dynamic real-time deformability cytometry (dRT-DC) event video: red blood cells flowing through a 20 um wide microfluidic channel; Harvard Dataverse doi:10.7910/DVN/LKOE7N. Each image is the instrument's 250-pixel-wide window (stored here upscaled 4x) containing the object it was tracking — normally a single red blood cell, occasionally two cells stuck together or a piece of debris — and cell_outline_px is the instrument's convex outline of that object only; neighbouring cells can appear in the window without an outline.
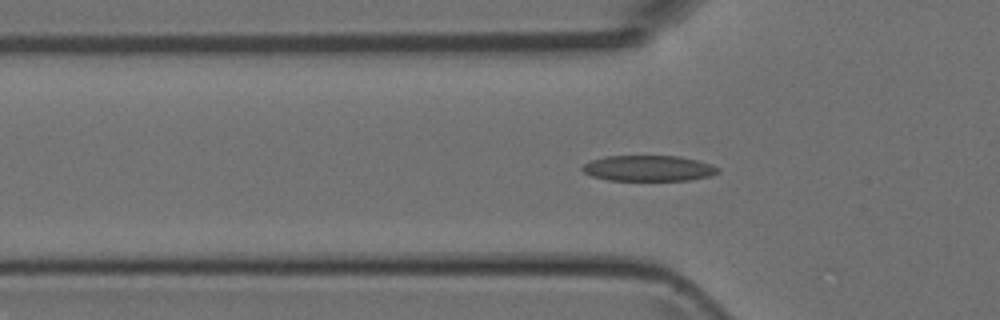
{"species": "Egyptian fruit bat (a non-hibernating species)", "species_latin": "Rousettus aegyptiacus", "temperature_condition": "room temperature", "stored_images_in_passage": 38, "camera_frame_rate_fps": 3000, "um_per_image_px": 0.085, "animal": {"sex": "female"}, "frame": {"image": 1, "passage_image": 3, "time_ms": 0.667, "image_size_px": [1000, 320], "cell_outline_px": [[720, 172], [708, 176], [688, 180], [608, 180], [592, 176], [584, 172], [580, 168], [584, 164], [592, 160], [604, 156], [680, 156], [712, 164], [720, 168]], "centroid_in_image_um": [55.12, 14.3], "position_along_channel_um": 70.7, "area_um2": 20.29}}
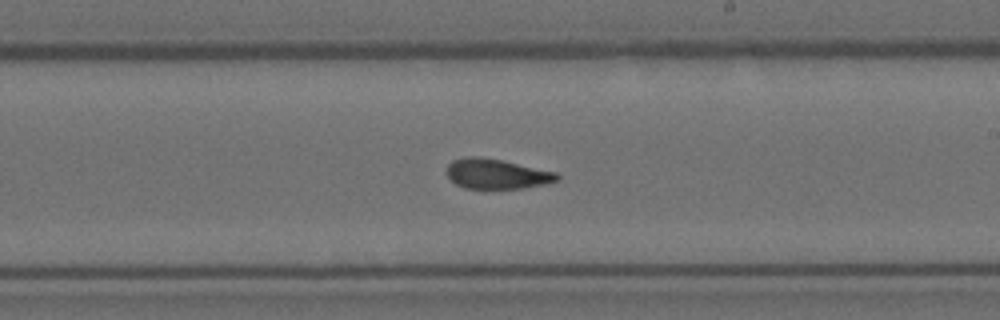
{"frame": {"image": 2, "passage_image": 16, "time_ms": 5.0, "image_size_px": [1000, 320], "cell_outline_px": [[560, 180], [544, 184], [524, 188], [464, 188], [456, 184], [444, 172], [448, 164], [452, 160], [468, 156], [480, 156], [504, 160], [556, 172], [560, 176]], "centroid_in_image_um": [42.2, 14.76], "position_along_channel_um": 246.8, "area_um2": 19.48}}
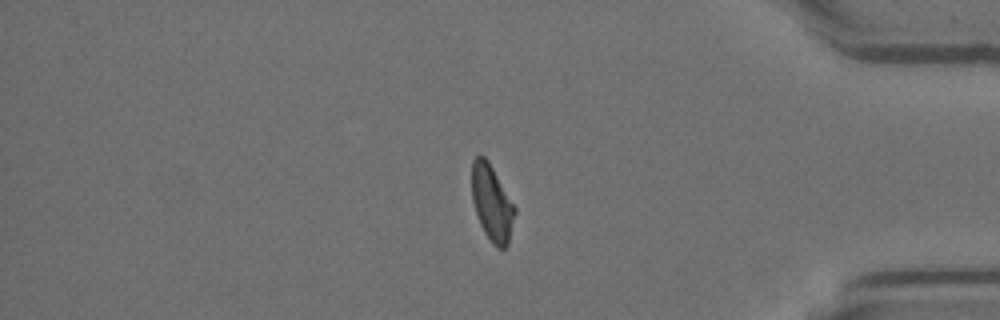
{"frame": {"image": 3, "passage_image": 29, "time_ms": 9.333, "image_size_px": [1000, 320], "cell_outline_px": [[516, 212], [508, 244], [504, 248], [496, 248], [492, 244], [484, 232], [480, 224], [472, 200], [472, 160], [476, 156], [484, 156], [488, 160], [516, 208]], "centroid_in_image_um": [41.81, 17.27], "position_along_channel_um": 393.4, "area_um2": 18.96}}